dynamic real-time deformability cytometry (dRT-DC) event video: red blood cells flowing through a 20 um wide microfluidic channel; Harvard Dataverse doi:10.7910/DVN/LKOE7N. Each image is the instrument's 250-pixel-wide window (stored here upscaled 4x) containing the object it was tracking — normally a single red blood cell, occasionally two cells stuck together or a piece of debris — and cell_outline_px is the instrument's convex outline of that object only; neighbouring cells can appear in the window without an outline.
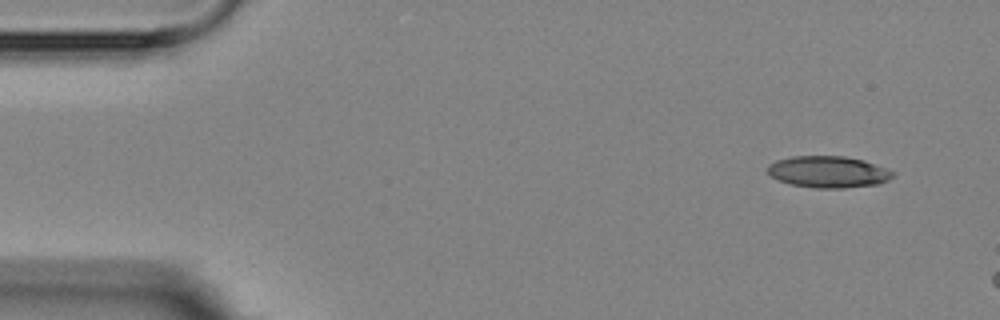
{"species": "Egyptian fruit bat (a non-hibernating species)", "species_latin": "Rousettus aegyptiacus", "temperature_condition": "room temperature", "stored_images_in_passage": 3, "camera_frame_rate_fps": 3000, "um_per_image_px": 0.085, "animal": {"sex": "female"}, "frame": {"image": 1, "passage_image": 1, "time_ms": 0.0, "image_size_px": [1000, 320], "cell_outline_px": [[896, 176], [880, 184], [844, 188], [812, 188], [788, 184], [772, 176], [768, 172], [768, 164], [776, 160], [792, 156], [844, 156], [864, 160], [896, 172]], "centroid_in_image_um": [70.44, 14.61], "position_along_channel_um": 14.6, "area_um2": 23.29}}